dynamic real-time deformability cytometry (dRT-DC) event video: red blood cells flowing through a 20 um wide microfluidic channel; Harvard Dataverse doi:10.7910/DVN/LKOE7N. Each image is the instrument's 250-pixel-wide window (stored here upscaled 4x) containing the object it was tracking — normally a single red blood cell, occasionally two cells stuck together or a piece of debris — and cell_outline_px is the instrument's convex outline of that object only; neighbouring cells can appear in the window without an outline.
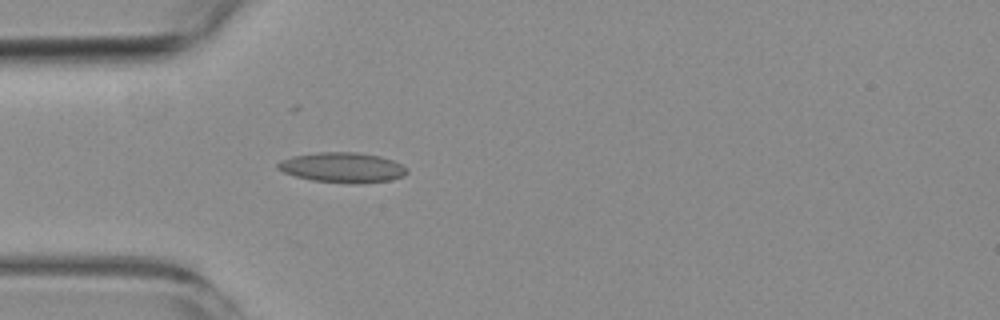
{"species": "common noctule bat (a hibernating species)", "species_latin": "Nyctalus noctula", "temperature_condition": "room temperature", "stored_images_in_passage": 5, "camera_frame_rate_fps": 3000, "um_per_image_px": 0.085, "animal": {"sex": "female", "body_mass_g": 19.3, "forearm_length_mm": 54.1}, "frame": {"image": 1, "passage_image": 5, "time_ms": 4.667, "image_size_px": [1000, 320], "cell_outline_px": [[408, 172], [404, 176], [392, 180], [360, 184], [352, 184], [312, 180], [296, 176], [284, 172], [276, 168], [276, 164], [280, 160], [292, 156], [320, 152], [356, 152], [380, 156], [392, 160], [408, 168]], "centroid_in_image_um": [29.13, 14.24], "position_along_channel_um": 55.9, "area_um2": 22.83}}